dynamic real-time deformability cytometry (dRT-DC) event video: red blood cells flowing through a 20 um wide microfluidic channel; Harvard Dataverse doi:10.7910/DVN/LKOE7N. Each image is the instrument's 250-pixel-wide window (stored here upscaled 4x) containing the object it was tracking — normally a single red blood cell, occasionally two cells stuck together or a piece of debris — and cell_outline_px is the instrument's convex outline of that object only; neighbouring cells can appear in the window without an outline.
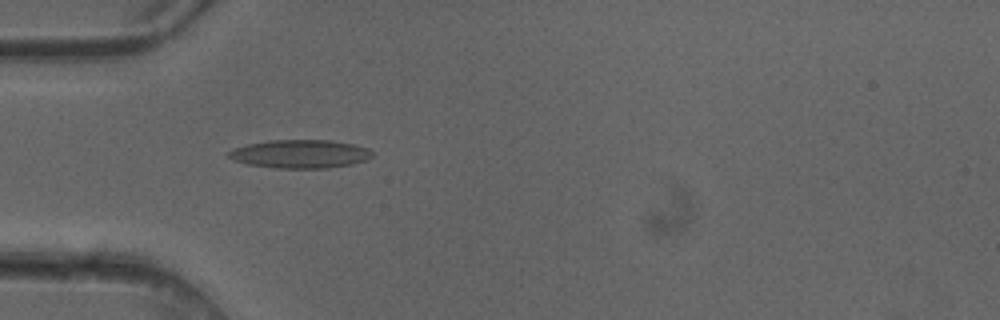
{"species": "common noctule bat (a hibernating species)", "species_latin": "Nyctalus noctula", "temperature_condition": "cold", "stored_images_in_passage": 5, "camera_frame_rate_fps": 3000, "um_per_image_px": 0.085, "animal": {"sex": "female"}, "frame": {"image": 1, "passage_image": 5, "time_ms": 1.333, "image_size_px": [1000, 320], "cell_outline_px": [[372, 156], [368, 160], [352, 164], [328, 168], [276, 168], [248, 164], [236, 160], [228, 156], [228, 152], [232, 148], [248, 144], [268, 140], [332, 140], [352, 144], [368, 148], [372, 152]], "centroid_in_image_um": [25.53, 13.08], "position_along_channel_um": 59.5, "area_um2": 23.76}}